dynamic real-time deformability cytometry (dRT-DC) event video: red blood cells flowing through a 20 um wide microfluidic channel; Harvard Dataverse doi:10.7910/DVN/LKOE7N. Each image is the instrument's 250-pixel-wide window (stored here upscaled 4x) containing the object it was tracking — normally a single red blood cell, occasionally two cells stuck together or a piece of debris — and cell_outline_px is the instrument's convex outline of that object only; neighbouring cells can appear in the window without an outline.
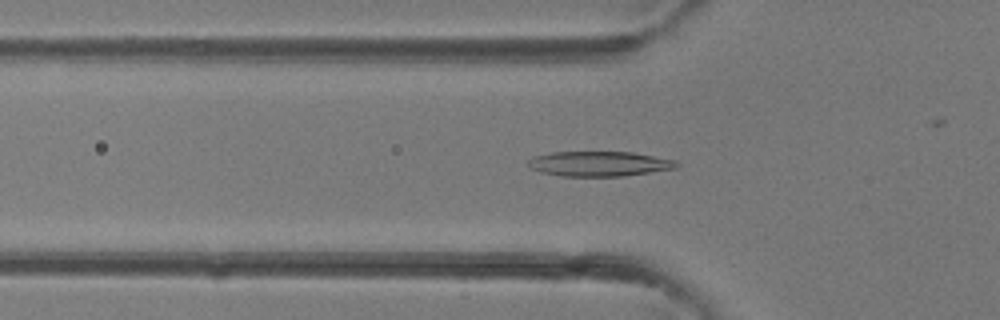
{"species": "common noctule bat (a hibernating species)", "species_latin": "Nyctalus noctula", "temperature_condition": "room temperature", "stored_images_in_passage": 34, "camera_frame_rate_fps": 3000, "um_per_image_px": 0.085, "animal": {"sex": "female"}, "frame": {"image": 1, "passage_image": 14, "time_ms": 4.333, "image_size_px": [1000, 320], "cell_outline_px": [[680, 164], [676, 168], [624, 176], [560, 176], [540, 172], [532, 168], [528, 164], [528, 160], [532, 156], [552, 152], [632, 152], [676, 160]], "centroid_in_image_um": [50.93, 13.92], "position_along_channel_um": 74.9, "area_um2": 21.62}}
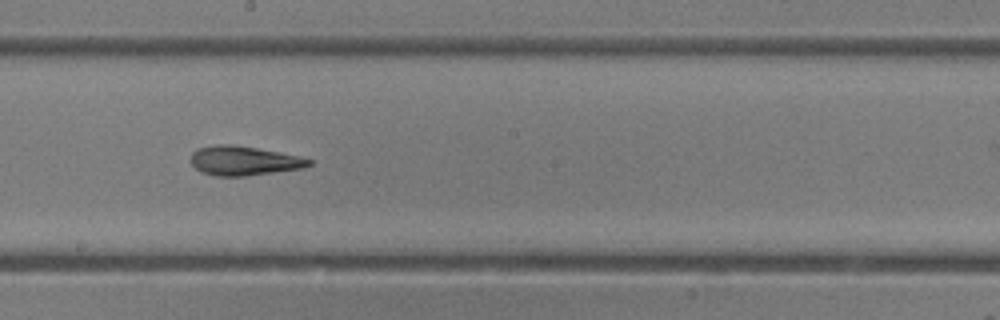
{"frame": {"image": 2, "passage_image": 23, "time_ms": 7.333, "image_size_px": [1000, 320], "cell_outline_px": [[312, 164], [304, 168], [244, 176], [216, 176], [200, 172], [188, 160], [192, 152], [200, 148], [220, 144], [232, 144], [280, 152], [312, 160]], "centroid_in_image_um": [20.69, 13.67], "position_along_channel_um": 227.5, "area_um2": 20.11}}
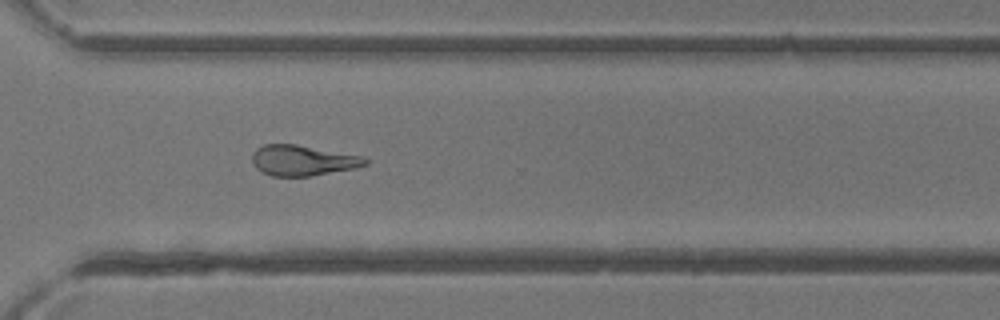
{"frame": {"image": 3, "passage_image": 30, "time_ms": 9.667, "image_size_px": [1000, 320], "cell_outline_px": [[368, 164], [356, 168], [312, 176], [272, 176], [260, 172], [252, 164], [252, 152], [256, 148], [264, 144], [296, 144], [364, 156], [368, 160]], "centroid_in_image_um": [25.72, 13.64], "position_along_channel_um": 344.9, "area_um2": 20.4}}